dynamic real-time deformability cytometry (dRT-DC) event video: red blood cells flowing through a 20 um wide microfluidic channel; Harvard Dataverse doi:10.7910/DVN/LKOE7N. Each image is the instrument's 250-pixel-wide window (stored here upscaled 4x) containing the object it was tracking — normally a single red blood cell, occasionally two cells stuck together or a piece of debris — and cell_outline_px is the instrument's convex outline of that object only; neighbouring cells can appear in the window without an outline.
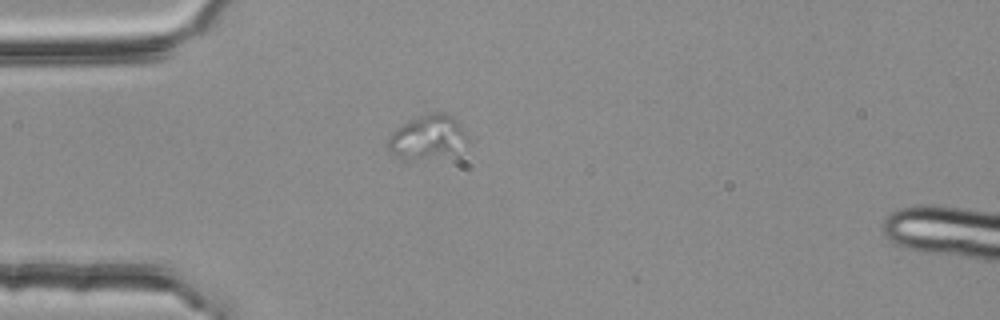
{"species": "common noctule bat (a hibernating species)", "species_latin": "Nyctalus noctula", "temperature_condition": "room temperature", "stored_images_in_passage": 6, "camera_frame_rate_fps": 3000, "um_per_image_px": 0.085, "animal": {"sex": "female", "body_mass_g": 25.1}, "frame": {"image": 1, "passage_image": 5, "time_ms": 1.333, "image_size_px": [1000, 320], "cell_outline_px": [[468, 140], [452, 152], [404, 160], [400, 160], [388, 148], [388, 140], [392, 132], [396, 128], [416, 116], [428, 112], [444, 112], [452, 116], [468, 132]], "centroid_in_image_um": [36.32, 11.59], "position_along_channel_um": 48.7, "area_um2": 19.88}}